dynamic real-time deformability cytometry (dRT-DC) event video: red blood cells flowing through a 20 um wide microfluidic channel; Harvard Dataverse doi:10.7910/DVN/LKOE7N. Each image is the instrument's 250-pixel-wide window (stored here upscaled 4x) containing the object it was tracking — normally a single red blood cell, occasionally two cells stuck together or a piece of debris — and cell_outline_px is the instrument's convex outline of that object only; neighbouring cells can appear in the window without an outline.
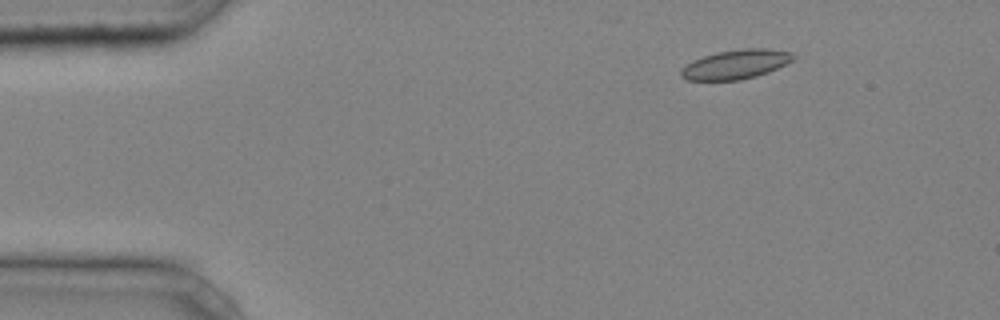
{"species": "common noctule bat (a hibernating species)", "species_latin": "Nyctalus noctula", "temperature_condition": "cold", "stored_images_in_passage": 9, "camera_frame_rate_fps": 3000, "um_per_image_px": 0.085, "animal": {"sex": "male", "body_mass_g": 20.4}, "frame": {"image": 1, "passage_image": 1, "time_ms": 0.0, "image_size_px": [1000, 320], "cell_outline_px": [[796, 56], [792, 60], [768, 72], [756, 76], [740, 80], [688, 80], [680, 76], [680, 72], [692, 60], [716, 52], [744, 48], [764, 48], [792, 52]], "centroid_in_image_um": [62.54, 5.46], "position_along_channel_um": 22.5, "area_um2": 18.96}}